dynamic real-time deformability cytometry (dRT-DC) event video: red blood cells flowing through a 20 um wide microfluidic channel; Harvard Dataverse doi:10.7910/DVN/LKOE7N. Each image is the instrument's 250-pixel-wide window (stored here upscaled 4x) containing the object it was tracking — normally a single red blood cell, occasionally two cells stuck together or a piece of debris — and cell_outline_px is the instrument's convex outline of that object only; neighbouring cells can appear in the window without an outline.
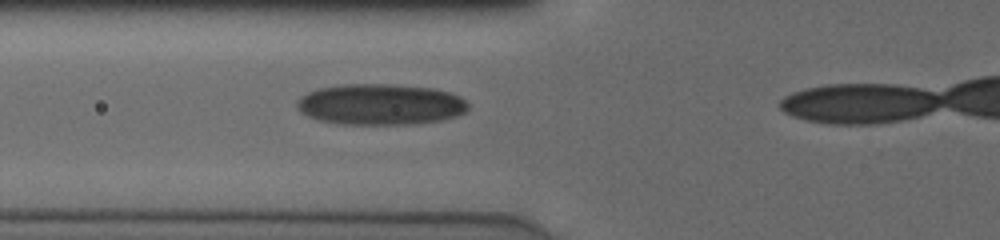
{"species": "human", "species_latin": "Homo sapiens", "temperature_condition": "cold", "stored_images_in_passage": 42, "camera_frame_rate_fps": 3000, "um_per_image_px": 0.085, "donor": {"sex": "male"}, "frame": {"image": 1, "passage_image": 16, "time_ms": 5.0, "image_size_px": [1000, 240], "cell_outline_px": [[468, 108], [464, 112], [456, 116], [440, 120], [408, 124], [344, 124], [320, 120], [308, 116], [300, 112], [296, 108], [296, 100], [300, 96], [308, 92], [320, 88], [344, 84], [392, 84], [432, 88], [448, 92], [460, 96], [468, 104]], "centroid_in_image_um": [32.3, 8.87], "position_along_channel_um": 93.5, "area_um2": 40.81}}
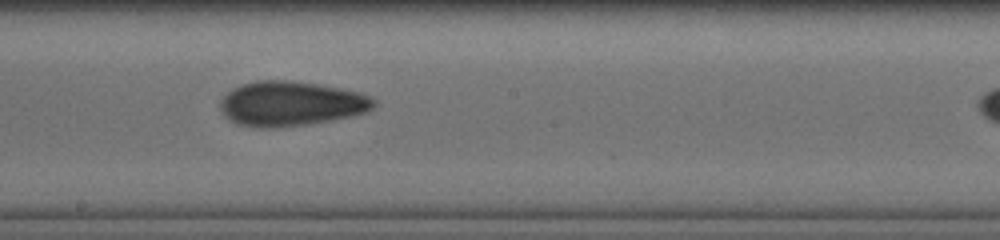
{"frame": {"image": 2, "passage_image": 26, "time_ms": 8.333, "image_size_px": [1000, 240], "cell_outline_px": [[376, 104], [372, 108], [364, 112], [352, 116], [332, 120], [308, 124], [272, 128], [236, 124], [220, 108], [220, 100], [232, 88], [256, 80], [288, 80], [316, 84], [340, 88], [360, 92], [372, 96], [376, 100]], "centroid_in_image_um": [24.77, 8.8], "position_along_channel_um": 223.4, "area_um2": 39.77}}
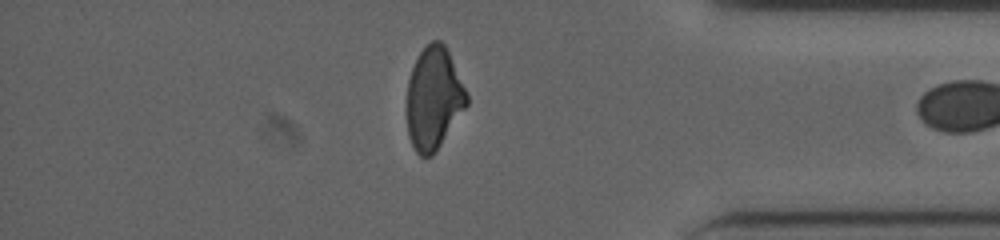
{"frame": {"image": 3, "passage_image": 41, "time_ms": 13.333, "image_size_px": [1000, 240], "cell_outline_px": [[468, 104], [432, 156], [420, 156], [416, 152], [408, 136], [408, 80], [412, 68], [420, 52], [432, 40], [440, 40], [444, 44], [448, 52], [468, 96]], "centroid_in_image_um": [36.86, 8.37], "position_along_channel_um": 398.3, "area_um2": 34.91}}